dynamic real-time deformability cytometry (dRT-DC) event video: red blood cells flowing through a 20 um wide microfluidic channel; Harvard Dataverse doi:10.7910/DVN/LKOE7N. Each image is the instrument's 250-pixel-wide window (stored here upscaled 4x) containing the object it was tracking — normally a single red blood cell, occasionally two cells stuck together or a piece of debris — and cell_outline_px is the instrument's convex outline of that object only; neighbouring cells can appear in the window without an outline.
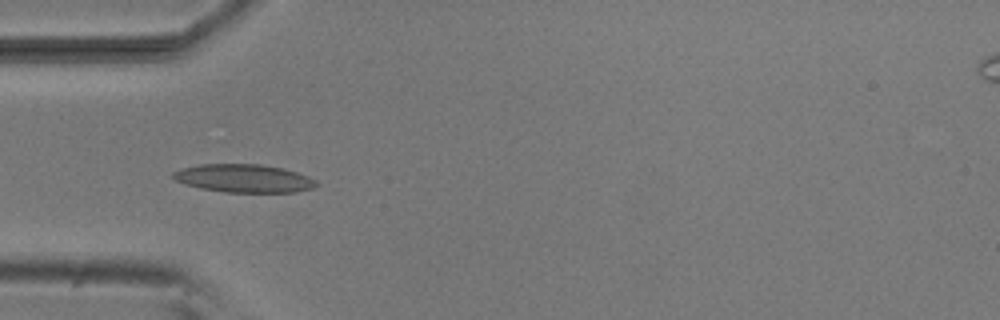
{"species": "common noctule bat (a hibernating species)", "species_latin": "Nyctalus noctula", "temperature_condition": "room temperature", "stored_images_in_passage": 30, "camera_frame_rate_fps": 3000, "um_per_image_px": 0.085, "animal": {"sex": "male", "body_mass_g": 20.5, "forearm_length_mm": 52.5}, "frame": {"image": 1, "passage_image": 3, "time_ms": 0.667, "image_size_px": [1000, 320], "cell_outline_px": [[320, 184], [312, 188], [296, 192], [224, 192], [200, 188], [184, 184], [176, 180], [172, 176], [172, 172], [180, 168], [200, 164], [260, 164], [284, 168], [308, 176], [316, 180]], "centroid_in_image_um": [20.72, 15.15], "position_along_channel_um": 64.3, "area_um2": 23.64}}
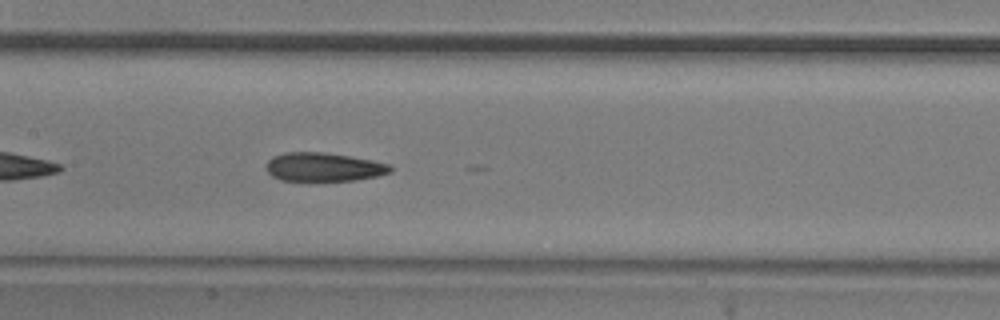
{"frame": {"image": 2, "passage_image": 12, "time_ms": 3.667, "image_size_px": [1000, 320], "cell_outline_px": [[392, 172], [380, 176], [356, 180], [308, 184], [280, 180], [272, 176], [268, 172], [268, 160], [272, 156], [284, 152], [324, 152], [372, 160], [388, 164], [392, 168]], "centroid_in_image_um": [27.49, 14.25], "position_along_channel_um": 179.9, "area_um2": 21.73}}
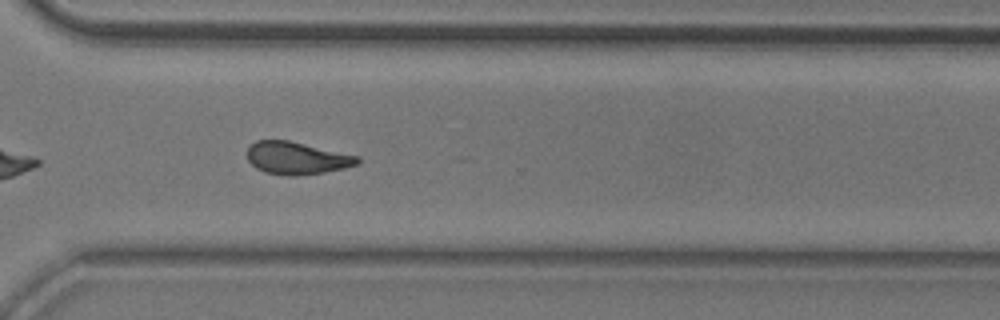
{"frame": {"image": 3, "passage_image": 25, "time_ms": 8.0, "image_size_px": [1000, 320], "cell_outline_px": [[360, 160], [356, 164], [344, 168], [324, 172], [292, 176], [288, 176], [264, 172], [256, 168], [248, 160], [248, 148], [256, 140], [288, 140], [360, 156]], "centroid_in_image_um": [25.22, 13.43], "position_along_channel_um": 345.4, "area_um2": 20.75}, "authors_computed_cell_mechanics": {"area_um2": 21.3282, "velocity_mm_per_s": 3.83, "shape_relaxation_time_tau1_ms": 6.8808, "shape_relaxation_time_tau2_ms": 3.035, "deformation_change_tau1": 0.1967, "deformation_change_tau2": 0.1155}}